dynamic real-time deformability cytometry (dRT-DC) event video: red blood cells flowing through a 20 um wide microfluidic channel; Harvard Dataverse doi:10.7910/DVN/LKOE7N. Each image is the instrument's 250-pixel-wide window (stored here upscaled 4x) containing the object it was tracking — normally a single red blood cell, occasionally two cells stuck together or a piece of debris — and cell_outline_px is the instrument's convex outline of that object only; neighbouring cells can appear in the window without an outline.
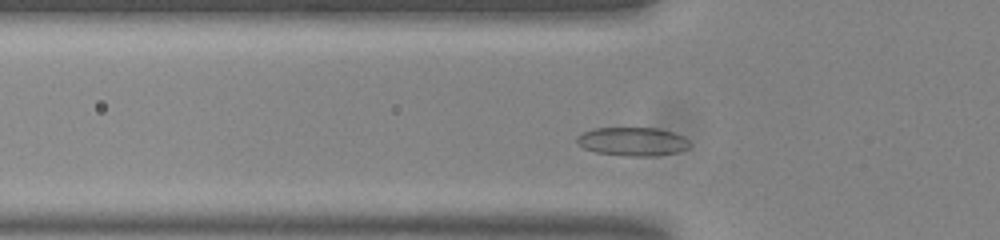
{"species": "common noctule bat (a hibernating species)", "species_latin": "Nyctalus noctula", "temperature_condition": "room temperature", "stored_images_in_passage": 46, "camera_frame_rate_fps": 3000, "um_per_image_px": 0.085, "animal": {"sex": "male", "body_mass_g": 20.0, "forearm_length_mm": 53.3}, "frame": {"image": 1, "passage_image": 8, "time_ms": 2.333, "image_size_px": [1000, 240], "cell_outline_px": [[692, 144], [688, 148], [676, 152], [656, 156], [628, 156], [596, 152], [584, 148], [576, 144], [576, 136], [592, 128], [656, 128], [676, 132], [684, 136]], "centroid_in_image_um": [53.78, 12.02], "position_along_channel_um": 72.0, "area_um2": 19.02}}
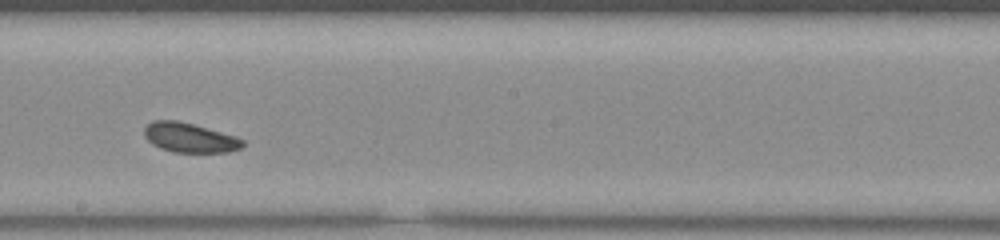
{"frame": {"image": 2, "passage_image": 21, "time_ms": 6.667, "image_size_px": [1000, 240], "cell_outline_px": [[244, 144], [240, 148], [228, 152], [172, 152], [160, 148], [152, 144], [144, 136], [144, 128], [152, 120], [176, 120], [192, 124], [236, 136], [244, 140]], "centroid_in_image_um": [16.1, 11.7], "position_along_channel_um": 232.1, "area_um2": 16.88}}
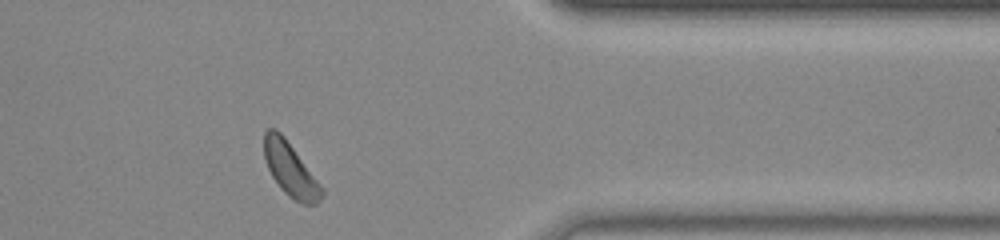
{"frame": {"image": 3, "passage_image": 35, "time_ms": 11.333, "image_size_px": [1000, 240], "cell_outline_px": [[324, 192], [320, 200], [316, 204], [304, 204], [288, 196], [280, 188], [272, 176], [268, 168], [264, 156], [264, 132], [268, 128], [276, 128], [284, 136], [324, 188]], "centroid_in_image_um": [24.69, 14.4], "position_along_channel_um": 386.7, "area_um2": 17.98}, "authors_computed_cell_mechanics": {"area_um2": 17.6579, "velocity_mm_per_s": 3.6853, "shape_relaxation_time_tau1_ms": 1.829, "shape_relaxation_time_tau2_ms": null, "deformation_change_tau1": 0.0696, "deformation_change_tau2": null}}